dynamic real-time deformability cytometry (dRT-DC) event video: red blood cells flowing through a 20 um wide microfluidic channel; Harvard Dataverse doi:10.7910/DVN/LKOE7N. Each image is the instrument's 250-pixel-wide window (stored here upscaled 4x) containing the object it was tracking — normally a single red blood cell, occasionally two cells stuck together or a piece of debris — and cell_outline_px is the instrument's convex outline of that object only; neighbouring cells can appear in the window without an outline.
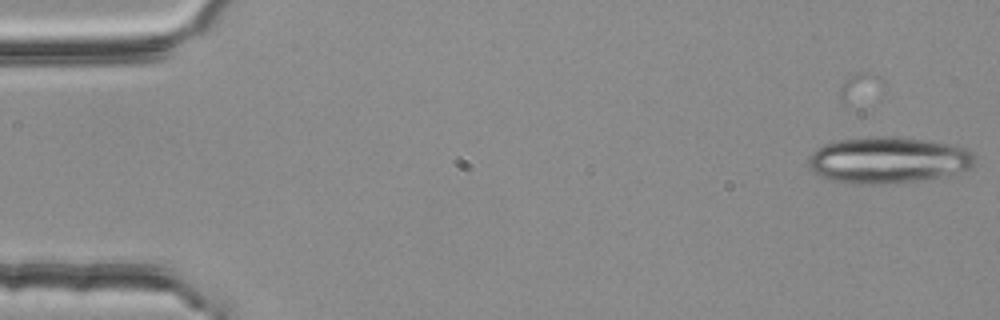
{"species": "common noctule bat (a hibernating species)", "species_latin": "Nyctalus noctula", "temperature_condition": "room temperature", "stored_images_in_passage": 5, "camera_frame_rate_fps": 3000, "um_per_image_px": 0.085, "animal": {"sex": "female", "body_mass_g": 25.1}, "frame": {"image": 1, "passage_image": 5, "time_ms": 1.333, "image_size_px": [1000, 320], "cell_outline_px": [[976, 160], [968, 168], [940, 176], [924, 180], [832, 180], [820, 176], [812, 172], [808, 164], [808, 156], [816, 148], [824, 144], [836, 140], [872, 136], [892, 136], [924, 140], [952, 144], [964, 148], [972, 152], [976, 156]], "centroid_in_image_um": [75.47, 13.52], "position_along_channel_um": 9.5, "area_um2": 43.35}}